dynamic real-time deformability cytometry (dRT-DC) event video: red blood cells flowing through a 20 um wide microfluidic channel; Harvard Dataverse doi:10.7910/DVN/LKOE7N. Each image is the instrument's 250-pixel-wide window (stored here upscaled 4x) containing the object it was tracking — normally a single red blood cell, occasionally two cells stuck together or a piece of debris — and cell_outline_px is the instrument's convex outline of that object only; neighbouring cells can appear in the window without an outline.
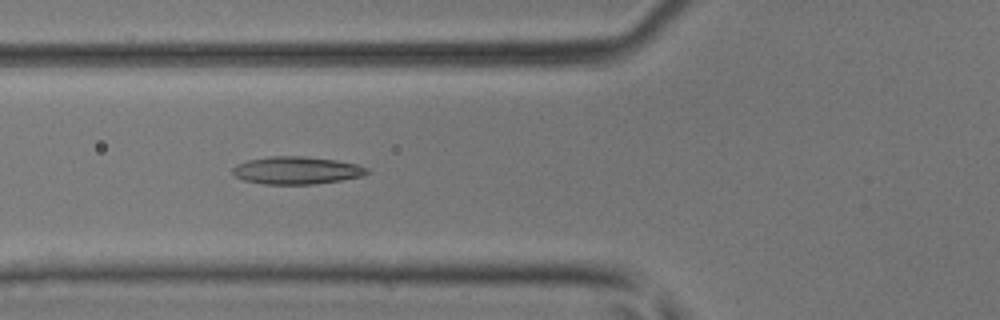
{"species": "common noctule bat (a hibernating species)", "species_latin": "Nyctalus noctula", "temperature_condition": "room temperature", "stored_images_in_passage": 4, "camera_frame_rate_fps": 3000, "um_per_image_px": 0.085, "animal": {"sex": "male", "body_mass_g": 17.9, "forearm_length_mm": 54.2}, "frame": {"image": 1, "passage_image": 3, "time_ms": 2.333, "image_size_px": [1000, 320], "cell_outline_px": [[368, 172], [360, 176], [340, 180], [312, 184], [264, 184], [244, 180], [236, 176], [232, 172], [232, 168], [236, 164], [248, 160], [268, 156], [304, 156], [336, 160], [356, 164], [368, 168]], "centroid_in_image_um": [25.17, 14.47], "position_along_channel_um": 100.6, "area_um2": 21.44}}
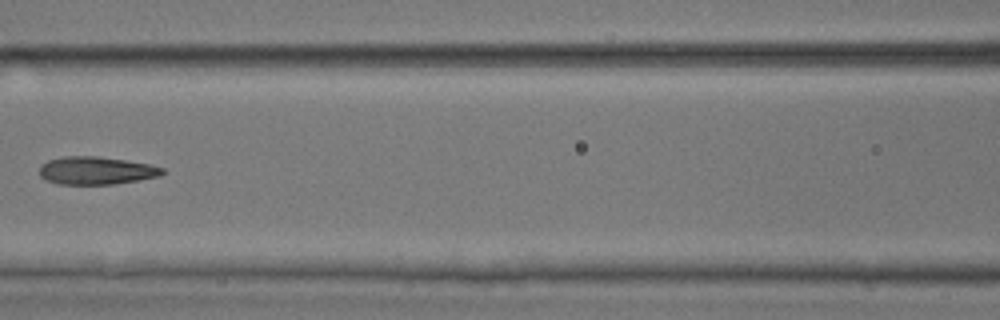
{"frame": {"image": 2, "passage_image": 4, "time_ms": 3.667, "image_size_px": [1000, 320], "cell_outline_px": [[164, 172], [160, 176], [112, 184], [60, 184], [48, 180], [40, 176], [40, 164], [48, 160], [64, 156], [100, 156], [152, 164], [164, 168]], "centroid_in_image_um": [8.19, 14.48], "position_along_channel_um": 158.4, "area_um2": 19.94}}